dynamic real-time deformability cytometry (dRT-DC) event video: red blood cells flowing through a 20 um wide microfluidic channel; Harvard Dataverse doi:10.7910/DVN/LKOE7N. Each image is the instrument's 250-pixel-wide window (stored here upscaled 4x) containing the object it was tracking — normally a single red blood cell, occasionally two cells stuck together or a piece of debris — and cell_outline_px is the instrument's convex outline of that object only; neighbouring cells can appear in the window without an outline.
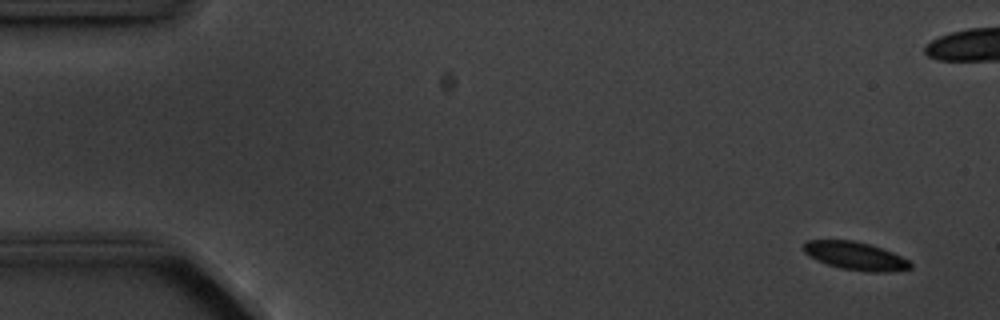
{"species": "common noctule bat (a hibernating species)", "species_latin": "Nyctalus noctula", "temperature_condition": "cold", "stored_images_in_passage": 7, "camera_frame_rate_fps": 3000, "um_per_image_px": 0.085, "animal": {"sex": "male", "body_mass_g": 20.1, "forearm_length_mm": 53.5}, "frame": {"image": 1, "passage_image": 1, "time_ms": 0.0, "image_size_px": [1000, 320], "cell_outline_px": [[912, 268], [888, 272], [868, 272], [840, 268], [816, 260], [808, 256], [800, 248], [808, 240], [852, 240], [868, 244], [892, 252], [908, 260], [912, 264]], "centroid_in_image_um": [72.67, 21.76], "position_along_channel_um": 12.3, "area_um2": 17.46}}
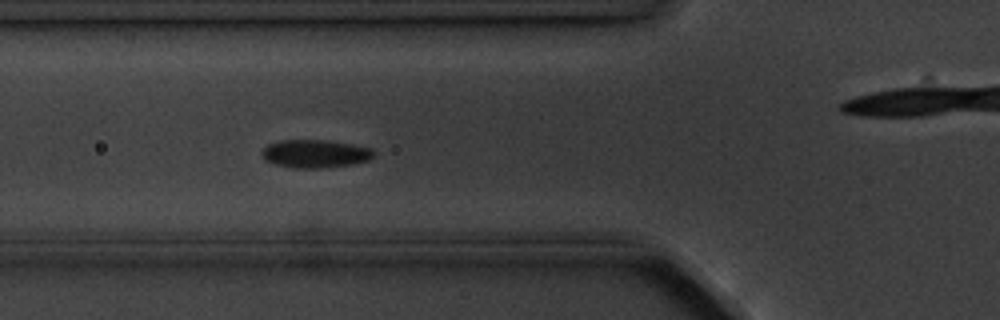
{"frame": {"image": 2, "passage_image": 6, "time_ms": 5.667, "image_size_px": [1000, 320], "cell_outline_px": [[376, 152], [368, 160], [352, 164], [320, 168], [296, 168], [276, 164], [264, 160], [260, 152], [268, 144], [280, 140], [328, 140], [352, 144], [372, 148]], "centroid_in_image_um": [26.78, 13.05], "position_along_channel_um": 99.0, "area_um2": 18.32}}